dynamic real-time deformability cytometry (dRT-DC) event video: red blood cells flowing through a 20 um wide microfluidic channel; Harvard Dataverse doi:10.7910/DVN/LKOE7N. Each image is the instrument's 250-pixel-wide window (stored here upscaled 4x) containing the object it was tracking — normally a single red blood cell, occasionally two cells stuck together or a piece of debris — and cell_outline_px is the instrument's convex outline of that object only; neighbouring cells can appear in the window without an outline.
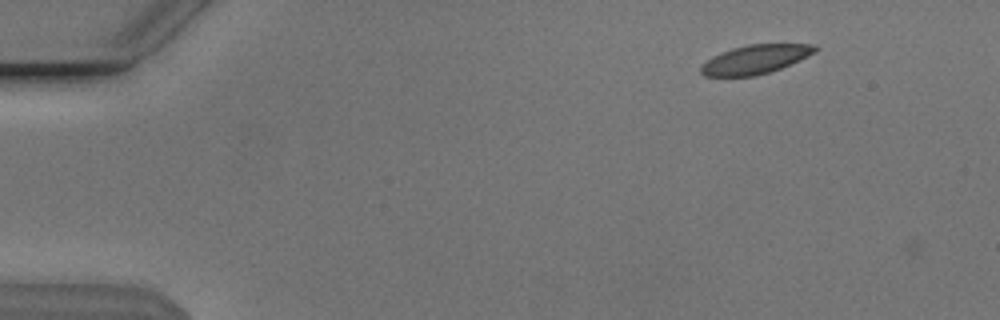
{"species": "Egyptian fruit bat (a non-hibernating species)", "species_latin": "Rousettus aegyptiacus", "temperature_condition": "cold", "stored_images_in_passage": 5, "camera_frame_rate_fps": 3000, "um_per_image_px": 0.085, "animal": {"sex": "male"}, "frame": {"image": 1, "passage_image": 4, "time_ms": 1.0, "image_size_px": [1000, 320], "cell_outline_px": [[820, 48], [816, 52], [780, 68], [756, 76], [704, 76], [700, 72], [700, 68], [712, 56], [720, 52], [732, 48], [748, 44], [816, 44]], "centroid_in_image_um": [64.21, 5.03], "position_along_channel_um": 20.8, "area_um2": 19.13}}